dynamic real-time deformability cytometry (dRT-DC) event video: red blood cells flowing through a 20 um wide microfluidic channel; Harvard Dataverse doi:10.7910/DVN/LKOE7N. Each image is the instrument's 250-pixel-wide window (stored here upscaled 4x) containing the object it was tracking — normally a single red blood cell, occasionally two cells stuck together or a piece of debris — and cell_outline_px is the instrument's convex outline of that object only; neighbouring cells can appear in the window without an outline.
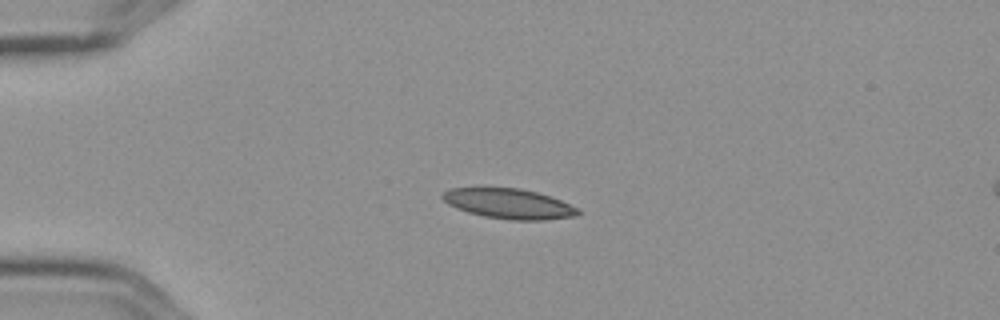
{"species": "Egyptian fruit bat (a non-hibernating species)", "species_latin": "Rousettus aegyptiacus", "temperature_condition": "cold", "stored_images_in_passage": 6, "camera_frame_rate_fps": 3000, "um_per_image_px": 0.085, "frame": {"image": 1, "passage_image": 4, "time_ms": 1.0, "image_size_px": [1000, 320], "cell_outline_px": [[580, 212], [576, 216], [544, 220], [512, 220], [484, 216], [468, 212], [456, 208], [448, 204], [440, 196], [440, 192], [448, 188], [520, 188], [552, 196], [580, 208]], "centroid_in_image_um": [43.26, 17.31], "position_along_channel_um": 41.7, "area_um2": 23.93}}
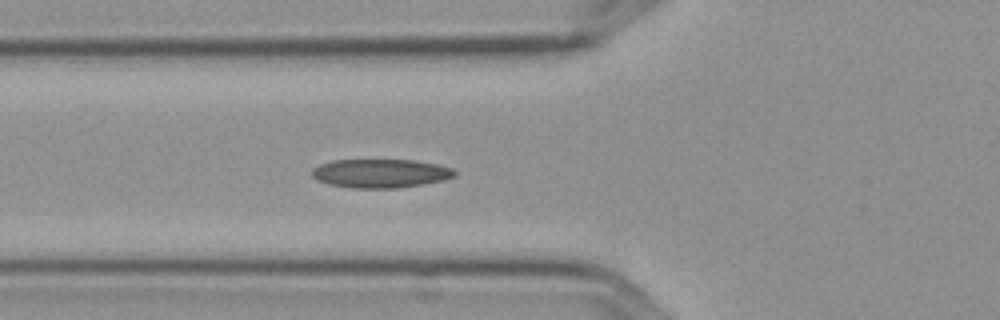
{"frame": {"image": 2, "passage_image": 6, "time_ms": 1.667, "image_size_px": [1000, 320], "cell_outline_px": [[456, 176], [444, 180], [424, 184], [400, 188], [352, 188], [328, 184], [316, 180], [312, 176], [312, 168], [320, 164], [332, 160], [412, 160], [436, 164], [452, 168], [456, 172]], "centroid_in_image_um": [32.33, 14.74], "position_along_channel_um": 93.5, "area_um2": 24.04}}